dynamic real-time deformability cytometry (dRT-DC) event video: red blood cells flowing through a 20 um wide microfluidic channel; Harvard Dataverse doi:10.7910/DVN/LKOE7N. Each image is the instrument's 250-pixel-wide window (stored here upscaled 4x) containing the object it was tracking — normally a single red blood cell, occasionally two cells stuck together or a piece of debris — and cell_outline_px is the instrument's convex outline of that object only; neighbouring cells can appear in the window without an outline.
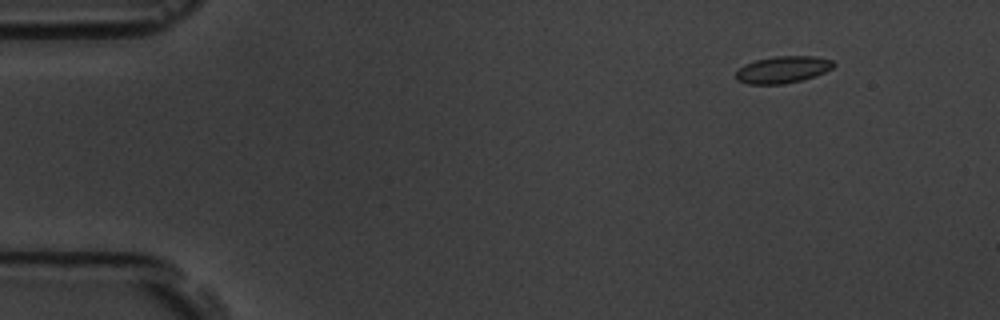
{"species": "common noctule bat (a hibernating species)", "species_latin": "Nyctalus noctula", "temperature_condition": "room temperature", "stored_images_in_passage": 5, "camera_frame_rate_fps": 3000, "um_per_image_px": 0.085, "animal": {"sex": "male", "body_mass_g": 19.5, "forearm_length_mm": 54.6}, "frame": {"image": 1, "passage_image": 2, "time_ms": 1.0, "image_size_px": [1000, 320], "cell_outline_px": [[836, 64], [832, 68], [816, 76], [784, 84], [748, 84], [736, 80], [736, 72], [744, 64], [756, 60], [776, 56], [816, 56], [832, 60]], "centroid_in_image_um": [66.54, 5.91], "position_along_channel_um": 18.5, "area_um2": 15.32}}
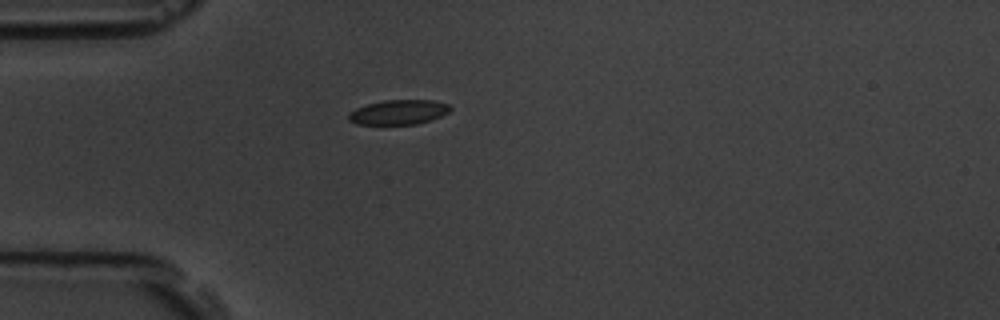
{"frame": {"image": 2, "passage_image": 4, "time_ms": 4.333, "image_size_px": [1000, 320], "cell_outline_px": [[452, 108], [448, 112], [432, 120], [416, 124], [356, 124], [348, 120], [348, 112], [356, 108], [368, 104], [384, 100], [432, 100], [448, 104]], "centroid_in_image_um": [33.86, 9.53], "position_along_channel_um": 51.1, "area_um2": 14.62}}